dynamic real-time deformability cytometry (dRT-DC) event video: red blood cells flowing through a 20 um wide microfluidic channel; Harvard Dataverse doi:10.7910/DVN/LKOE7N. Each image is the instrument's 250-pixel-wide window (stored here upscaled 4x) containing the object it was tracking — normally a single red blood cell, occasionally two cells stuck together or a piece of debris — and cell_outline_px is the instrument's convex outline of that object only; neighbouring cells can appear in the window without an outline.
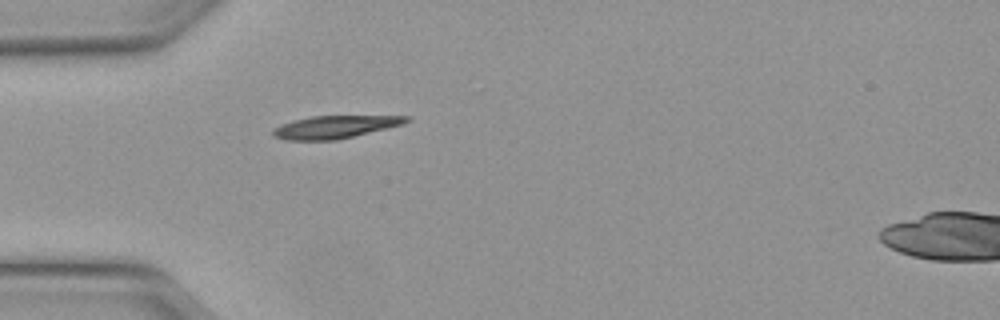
{"species": "Egyptian fruit bat (a non-hibernating species)", "species_latin": "Rousettus aegyptiacus", "temperature_condition": "warm", "stored_images_in_passage": 30, "camera_frame_rate_fps": 3000, "um_per_image_px": 0.085, "animal": {"sex": "female"}, "frame": {"image": 1, "passage_image": 1, "time_ms": 0.0, "image_size_px": [1000, 320], "cell_outline_px": [[412, 120], [404, 124], [336, 140], [288, 140], [276, 136], [272, 132], [280, 124], [292, 120], [312, 116], [408, 116]], "centroid_in_image_um": [28.5, 10.78], "position_along_channel_um": 56.5, "area_um2": 17.4}}
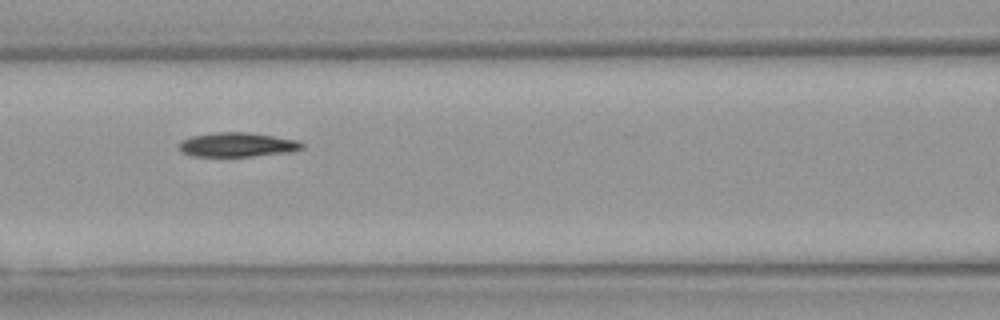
{"frame": {"image": 2, "passage_image": 8, "time_ms": 2.333, "image_size_px": [1000, 320], "cell_outline_px": [[304, 148], [288, 152], [252, 156], [192, 156], [180, 152], [180, 140], [192, 136], [216, 132], [248, 132], [300, 140], [304, 144]], "centroid_in_image_um": [20.18, 12.29], "position_along_channel_um": 146.4, "area_um2": 17.46}}
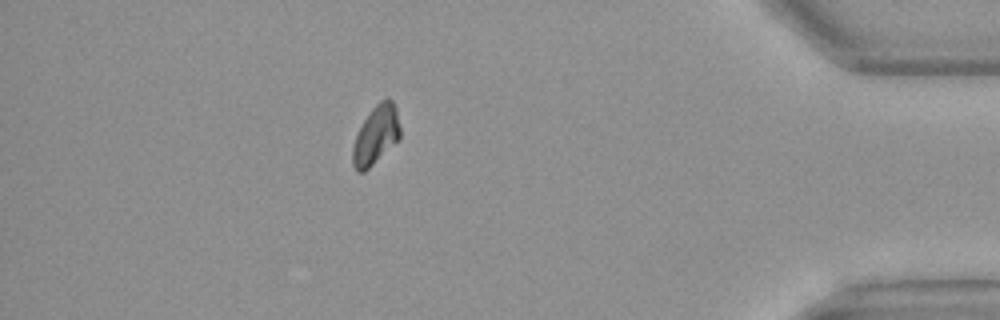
{"frame": {"image": 3, "passage_image": 30, "time_ms": 9.667, "image_size_px": [1000, 320], "cell_outline_px": [[400, 140], [364, 172], [356, 172], [352, 164], [352, 148], [356, 136], [364, 120], [372, 108], [380, 100], [388, 96], [392, 100], [396, 108], [400, 128]], "centroid_in_image_um": [31.97, 11.48], "position_along_channel_um": 403.2, "area_um2": 16.36}, "authors_computed_cell_mechanics": {"area_um2": 17.3978, "velocity_mm_per_s": 4.1074, "shape_relaxation_time_tau1_ms": 7.9944, "shape_relaxation_time_tau2_ms": null, "deformation_change_tau1": 0.2103, "deformation_change_tau2": null}}